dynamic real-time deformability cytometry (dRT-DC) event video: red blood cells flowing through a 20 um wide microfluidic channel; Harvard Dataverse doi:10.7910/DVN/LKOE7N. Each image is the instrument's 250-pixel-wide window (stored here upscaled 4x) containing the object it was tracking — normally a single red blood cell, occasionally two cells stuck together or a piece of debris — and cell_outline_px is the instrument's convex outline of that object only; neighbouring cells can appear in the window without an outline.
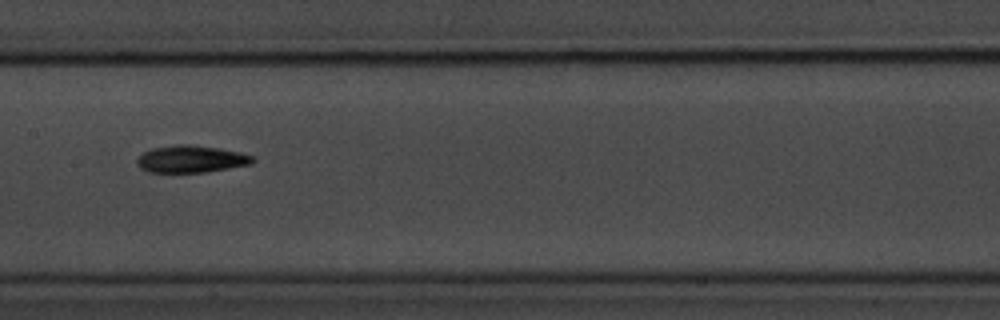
{"species": "common noctule bat (a hibernating species)", "species_latin": "Nyctalus noctula", "temperature_condition": "room temperature", "stored_images_in_passage": 13, "camera_frame_rate_fps": 3000, "um_per_image_px": 0.085, "animal": {"sex": "male", "body_mass_g": 20.1, "forearm_length_mm": 53.5}, "frame": {"image": 1, "passage_image": 8, "time_ms": 9.0, "image_size_px": [1000, 320], "cell_outline_px": [[256, 160], [252, 164], [204, 172], [148, 172], [140, 168], [136, 164], [136, 160], [144, 152], [152, 148], [176, 144], [188, 144], [220, 148], [240, 152], [252, 156]], "centroid_in_image_um": [16.24, 13.51], "position_along_channel_um": 191.2, "area_um2": 18.32}, "authors_computed_cell_mechanics": {"area_um2": 18.1492, "velocity_mm_per_s": 3.5903, "shape_relaxation_time_tau1_ms": 2.9485, "shape_relaxation_time_tau2_ms": null, "deformation_change_tau1": 0.1605, "deformation_change_tau2": null}}